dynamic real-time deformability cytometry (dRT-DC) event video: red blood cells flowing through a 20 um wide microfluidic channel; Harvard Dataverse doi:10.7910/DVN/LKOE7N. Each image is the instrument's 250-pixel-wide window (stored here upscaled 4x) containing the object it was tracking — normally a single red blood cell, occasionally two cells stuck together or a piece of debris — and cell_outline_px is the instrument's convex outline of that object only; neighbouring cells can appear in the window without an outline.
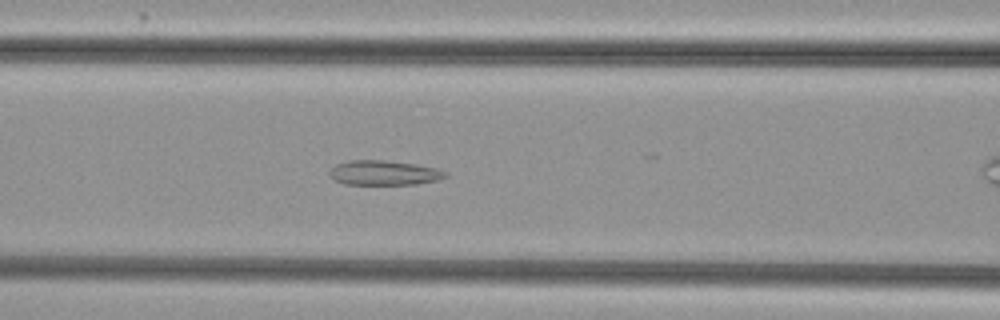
{"species": "common noctule bat (a hibernating species)", "species_latin": "Nyctalus noctula", "temperature_condition": "cold", "stored_images_in_passage": 48, "camera_frame_rate_fps": 3000, "um_per_image_px": 0.085, "animal": {"sex": "female", "body_mass_g": 29.2, "forearm_length_mm": 56.3}, "frame": {"image": 1, "passage_image": 16, "time_ms": 5.0, "image_size_px": [1000, 320], "cell_outline_px": [[448, 176], [436, 180], [416, 184], [344, 184], [336, 180], [328, 172], [336, 164], [348, 160], [384, 160], [416, 164], [436, 168], [448, 172]], "centroid_in_image_um": [32.66, 14.68], "position_along_channel_um": 133.9, "area_um2": 16.59}}
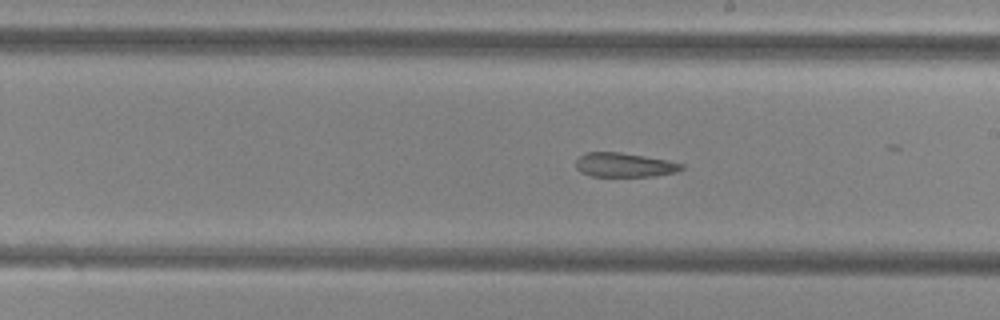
{"frame": {"image": 2, "passage_image": 24, "time_ms": 7.667, "image_size_px": [1000, 320], "cell_outline_px": [[684, 168], [676, 172], [652, 176], [592, 176], [580, 172], [576, 168], [576, 160], [580, 156], [588, 152], [620, 152], [668, 160], [684, 164]], "centroid_in_image_um": [53.07, 14.02], "position_along_channel_um": 235.9, "area_um2": 14.85}}
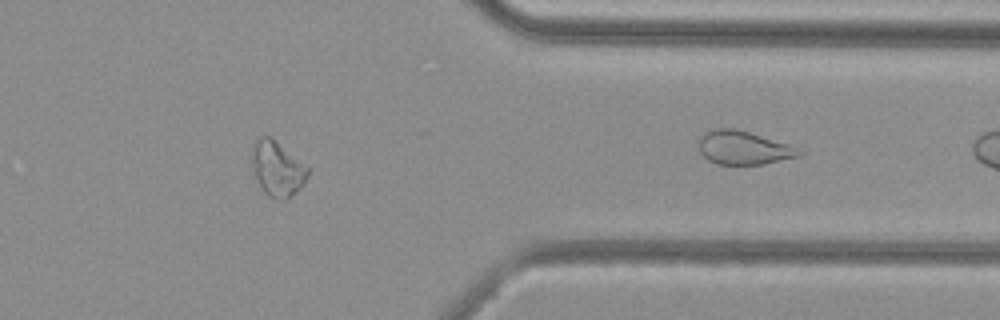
{"frame": {"image": 3, "passage_image": 37, "time_ms": 12.0, "image_size_px": [1000, 320], "cell_outline_px": [[312, 168], [304, 184], [288, 200], [276, 200], [268, 196], [260, 188], [252, 176], [252, 152], [256, 136], [268, 136]], "centroid_in_image_um": [23.57, 14.39], "position_along_channel_um": 387.8, "area_um2": 18.5}, "authors_computed_cell_mechanics": {"area_um2": 18.2937, "velocity_mm_per_s": 3.8352, "shape_relaxation_time_tau1_ms": null, "shape_relaxation_time_tau2_ms": 4.7528, "deformation_change_tau1": null, "deformation_change_tau2": 0.1331}}